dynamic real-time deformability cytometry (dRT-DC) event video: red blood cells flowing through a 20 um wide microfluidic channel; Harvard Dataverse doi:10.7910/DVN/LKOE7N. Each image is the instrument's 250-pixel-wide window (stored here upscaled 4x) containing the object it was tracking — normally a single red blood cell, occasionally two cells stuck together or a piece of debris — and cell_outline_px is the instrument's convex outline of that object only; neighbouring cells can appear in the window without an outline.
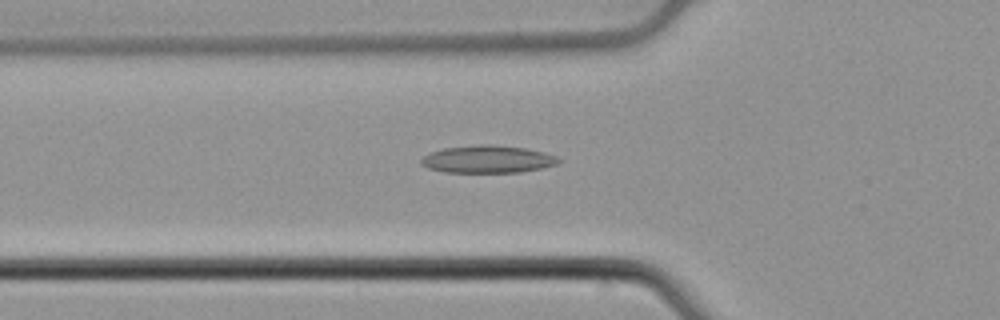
{"species": "common noctule bat (a hibernating species)", "species_latin": "Nyctalus noctula", "temperature_condition": "cold", "stored_images_in_passage": 50, "camera_frame_rate_fps": 3000, "um_per_image_px": 0.085, "animal": {"sex": "male", "body_mass_g": 21.5, "forearm_length_mm": 52.0}, "frame": {"image": 1, "passage_image": 16, "time_ms": 5.0, "image_size_px": [1000, 320], "cell_outline_px": [[560, 160], [556, 164], [540, 168], [520, 172], [444, 172], [428, 168], [420, 164], [420, 160], [424, 156], [432, 152], [444, 148], [480, 144], [492, 144], [528, 148], [544, 152], [556, 156]], "centroid_in_image_um": [41.44, 13.52], "position_along_channel_um": 84.4, "area_um2": 21.96}}
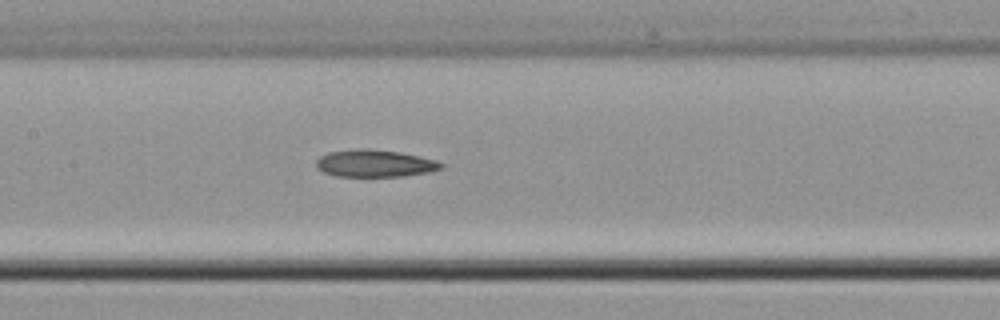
{"frame": {"image": 2, "passage_image": 23, "time_ms": 7.333, "image_size_px": [1000, 320], "cell_outline_px": [[444, 164], [440, 168], [428, 172], [404, 176], [336, 176], [324, 172], [316, 168], [316, 160], [320, 156], [328, 152], [360, 148], [368, 148], [400, 152], [420, 156], [436, 160]], "centroid_in_image_um": [31.83, 13.88], "position_along_channel_um": 175.6, "area_um2": 19.83}}
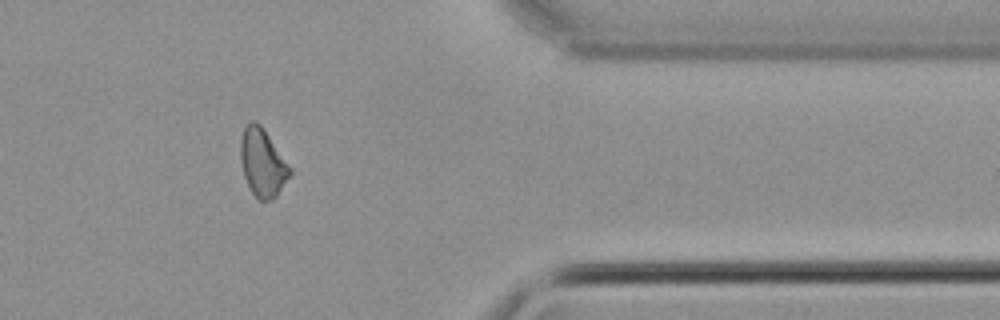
{"frame": {"image": 3, "passage_image": 41, "time_ms": 13.333, "image_size_px": [1000, 320], "cell_outline_px": [[292, 172], [276, 196], [272, 200], [260, 200], [252, 192], [244, 176], [240, 160], [240, 140], [244, 128], [252, 120], [256, 120], [264, 128], [292, 168]], "centroid_in_image_um": [22.32, 13.8], "position_along_channel_um": 389.1, "area_um2": 19.54}}